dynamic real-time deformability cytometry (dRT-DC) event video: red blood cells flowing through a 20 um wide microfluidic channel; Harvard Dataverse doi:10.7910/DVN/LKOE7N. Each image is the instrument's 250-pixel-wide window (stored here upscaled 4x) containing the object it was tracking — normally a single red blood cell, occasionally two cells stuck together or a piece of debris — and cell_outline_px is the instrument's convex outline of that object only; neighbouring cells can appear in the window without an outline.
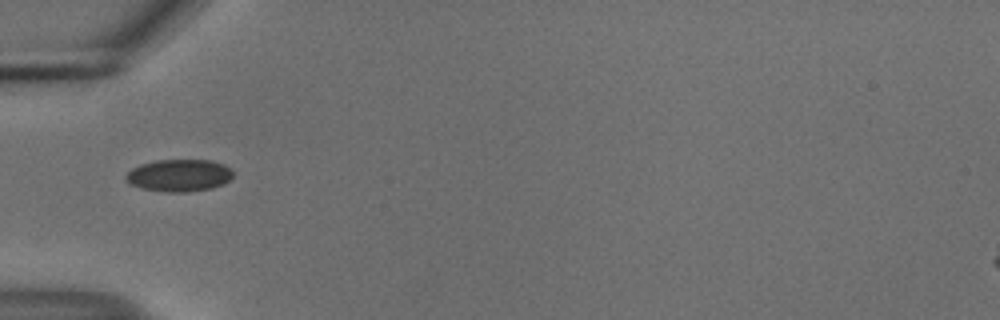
{"species": "common noctule bat (a hibernating species)", "species_latin": "Nyctalus noctula", "temperature_condition": "cold", "stored_images_in_passage": 33, "camera_frame_rate_fps": 3000, "um_per_image_px": 0.085, "animal": {"sex": "male", "body_mass_g": 18.8}, "frame": {"image": 1, "passage_image": 1, "time_ms": 0.0, "image_size_px": [1000, 320], "cell_outline_px": [[232, 176], [224, 184], [212, 188], [188, 192], [164, 192], [140, 188], [124, 180], [124, 176], [132, 168], [140, 164], [156, 160], [208, 160], [224, 164], [232, 172]], "centroid_in_image_um": [15.19, 14.91], "position_along_channel_um": 69.8, "area_um2": 20.17}}
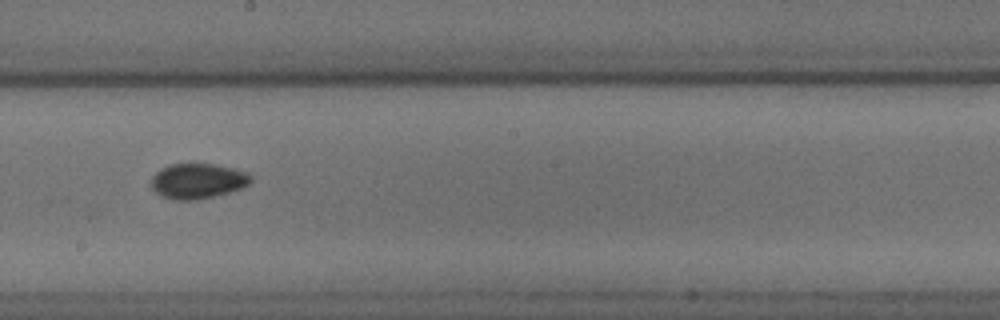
{"frame": {"image": 2, "passage_image": 14, "time_ms": 4.333, "image_size_px": [1000, 320], "cell_outline_px": [[252, 180], [248, 184], [240, 188], [228, 192], [196, 200], [176, 200], [160, 196], [152, 188], [152, 176], [160, 168], [168, 164], [216, 164], [236, 168], [248, 172], [252, 176]], "centroid_in_image_um": [16.8, 15.37], "position_along_channel_um": 231.4, "area_um2": 20.52}}
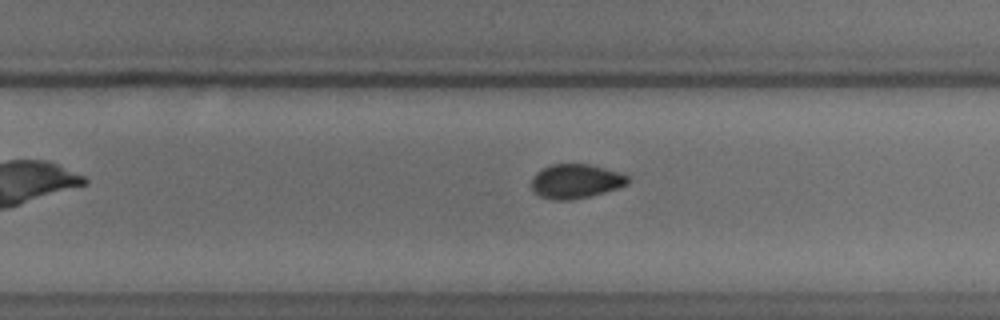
{"frame": {"image": 3, "passage_image": 18, "time_ms": 5.667, "image_size_px": [1000, 320], "cell_outline_px": [[632, 176], [628, 184], [604, 192], [572, 200], [552, 200], [540, 196], [532, 188], [532, 180], [536, 172], [552, 164], [588, 164], [620, 172]], "centroid_in_image_um": [48.97, 15.4], "position_along_channel_um": 280.8, "area_um2": 19.19}, "authors_computed_cell_mechanics": {"area_um2": 19.5942, "velocity_mm_per_s": 3.7245, "shape_relaxation_time_tau1_ms": 8.5858, "shape_relaxation_time_tau2_ms": 9.2033, "deformation_change_tau1": 0.1321, "deformation_change_tau2": 0.0824}}